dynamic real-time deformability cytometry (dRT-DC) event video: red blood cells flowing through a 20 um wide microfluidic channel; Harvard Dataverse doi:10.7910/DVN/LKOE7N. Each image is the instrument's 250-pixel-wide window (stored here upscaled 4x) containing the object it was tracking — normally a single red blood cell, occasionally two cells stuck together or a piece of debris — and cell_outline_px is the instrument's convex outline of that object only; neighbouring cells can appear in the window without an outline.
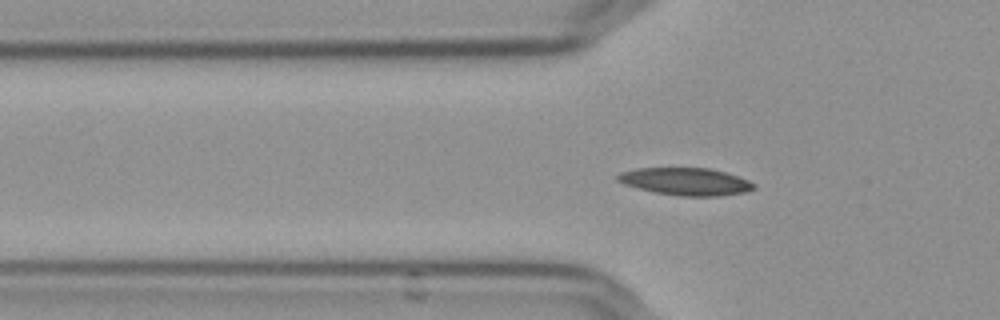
{"species": "Egyptian fruit bat (a non-hibernating species)", "species_latin": "Rousettus aegyptiacus", "temperature_condition": "cold", "stored_images_in_passage": 57, "segment_of_instrument_passage": [1, 2], "camera_frame_rate_fps": 3000, "um_per_image_px": 0.085, "frame": {"image": 1, "passage_image": 19, "time_ms": 6.0, "image_size_px": [1000, 320], "cell_outline_px": [[756, 188], [744, 192], [720, 196], [680, 196], [656, 192], [624, 184], [616, 180], [616, 176], [620, 172], [636, 168], [708, 168], [724, 172], [748, 180], [756, 184]], "centroid_in_image_um": [58.28, 15.43], "position_along_channel_um": 67.5, "area_um2": 21.62}}
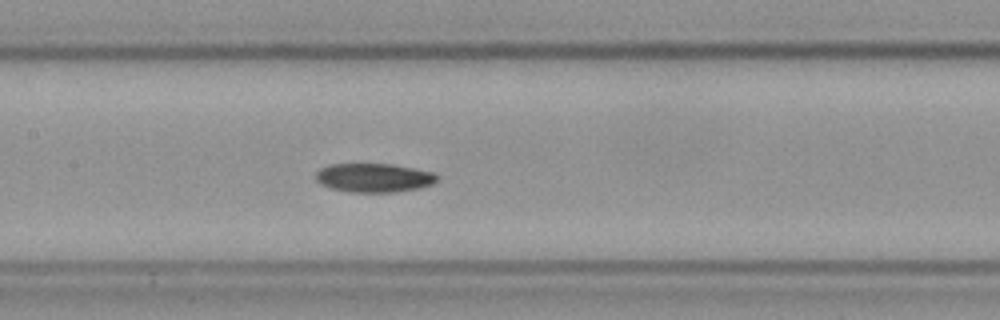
{"frame": {"image": 2, "passage_image": 28, "time_ms": 9.0, "image_size_px": [1000, 320], "cell_outline_px": [[440, 180], [432, 184], [420, 188], [392, 192], [348, 192], [332, 188], [320, 184], [316, 180], [316, 172], [320, 168], [332, 164], [392, 164], [432, 172], [440, 176]], "centroid_in_image_um": [31.8, 15.11], "position_along_channel_um": 175.6, "area_um2": 20.46}}
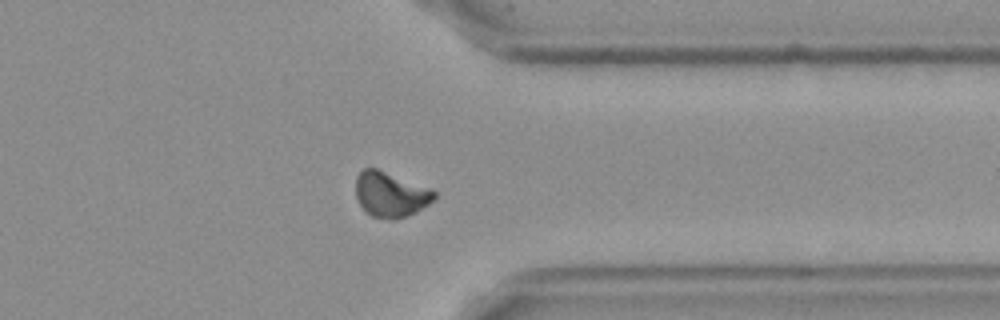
{"frame": {"image": 3, "passage_image": 45, "time_ms": 14.667, "image_size_px": [1000, 320], "cell_outline_px": [[436, 196], [428, 204], [416, 212], [392, 220], [372, 216], [360, 204], [356, 196], [356, 176], [364, 168], [376, 168], [432, 188], [436, 192]], "centroid_in_image_um": [33.21, 16.51], "position_along_channel_um": 378.2, "area_um2": 20.52}}